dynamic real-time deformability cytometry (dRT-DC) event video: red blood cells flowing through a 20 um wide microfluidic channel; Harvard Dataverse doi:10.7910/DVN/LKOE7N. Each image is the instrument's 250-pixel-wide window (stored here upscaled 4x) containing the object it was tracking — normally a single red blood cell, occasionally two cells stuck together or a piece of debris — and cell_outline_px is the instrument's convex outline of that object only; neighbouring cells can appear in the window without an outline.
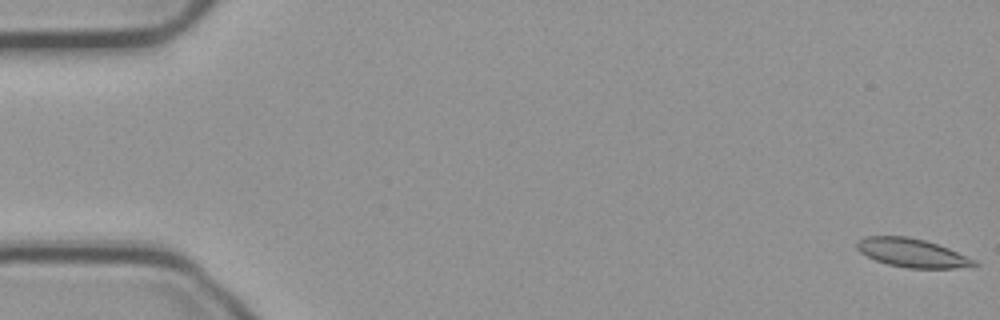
{"species": "common noctule bat (a hibernating species)", "species_latin": "Nyctalus noctula", "temperature_condition": "cold", "stored_images_in_passage": 56, "camera_frame_rate_fps": 3000, "um_per_image_px": 0.085, "animal": {"sex": "male", "body_mass_g": 23.1, "forearm_length_mm": 52.7}, "frame": {"image": 1, "passage_image": 1, "time_ms": 0.0, "image_size_px": [1000, 320], "cell_outline_px": [[980, 264], [972, 268], [908, 268], [888, 264], [876, 260], [860, 252], [856, 248], [856, 240], [864, 236], [908, 236], [924, 240], [948, 248], [976, 260]], "centroid_in_image_um": [77.55, 21.5], "position_along_channel_um": 7.4, "area_um2": 19.71}}
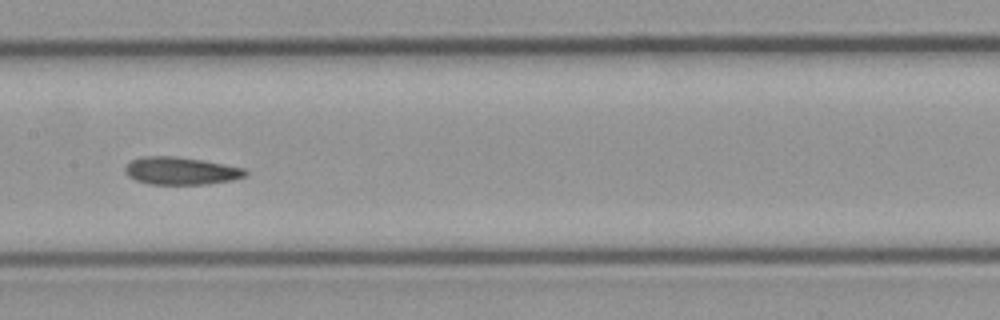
{"frame": {"image": 2, "passage_image": 28, "time_ms": 9.0, "image_size_px": [1000, 320], "cell_outline_px": [[248, 172], [244, 176], [232, 180], [208, 184], [148, 184], [136, 180], [128, 176], [124, 172], [124, 168], [132, 160], [144, 156], [176, 156], [224, 164], [244, 168]], "centroid_in_image_um": [15.35, 14.52], "position_along_channel_um": 192.0, "area_um2": 19.25}}
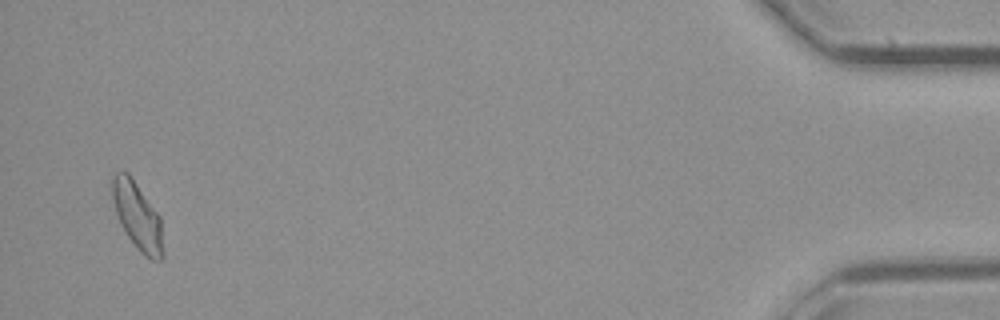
{"frame": {"image": 3, "passage_image": 54, "time_ms": 17.667, "image_size_px": [1000, 320], "cell_outline_px": [[164, 260], [152, 260], [144, 256], [140, 252], [128, 236], [120, 224], [112, 200], [112, 176], [116, 172], [128, 172], [160, 216], [164, 252]], "centroid_in_image_um": [11.7, 18.4], "position_along_channel_um": 423.5, "area_um2": 19.94}, "authors_computed_cell_mechanics": {"area_um2": 19.6809, "velocity_mm_per_s": 3.7077, "shape_relaxation_time_tau1_ms": null, "shape_relaxation_time_tau2_ms": 6.6174, "deformation_change_tau1": null, "deformation_change_tau2": 0.1003}}